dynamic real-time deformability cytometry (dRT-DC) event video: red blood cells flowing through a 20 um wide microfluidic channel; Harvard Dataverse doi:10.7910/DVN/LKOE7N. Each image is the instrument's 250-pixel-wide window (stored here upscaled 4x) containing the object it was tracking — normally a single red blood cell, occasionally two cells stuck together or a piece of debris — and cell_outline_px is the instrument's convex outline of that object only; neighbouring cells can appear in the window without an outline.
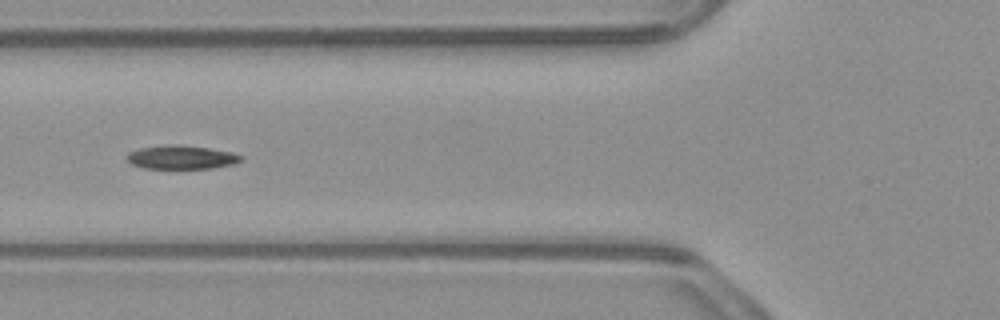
{"species": "common noctule bat (a hibernating species)", "species_latin": "Nyctalus noctula", "temperature_condition": "warm", "stored_images_in_passage": 55, "segment_of_instrument_passage": [2, 2], "camera_frame_rate_fps": 3000, "um_per_image_px": 0.085, "animal": {"sex": "male", "body_mass_g": 23.1, "forearm_length_mm": 52.7}, "frame": {"image": 1, "passage_image": 20, "time_ms": 6.333, "image_size_px": [1000, 320], "cell_outline_px": [[244, 160], [232, 164], [212, 168], [144, 168], [132, 164], [128, 160], [128, 152], [140, 148], [164, 144], [172, 144], [208, 148], [232, 152], [244, 156]], "centroid_in_image_um": [15.45, 13.36], "position_along_channel_um": 110.4, "area_um2": 15.66}}
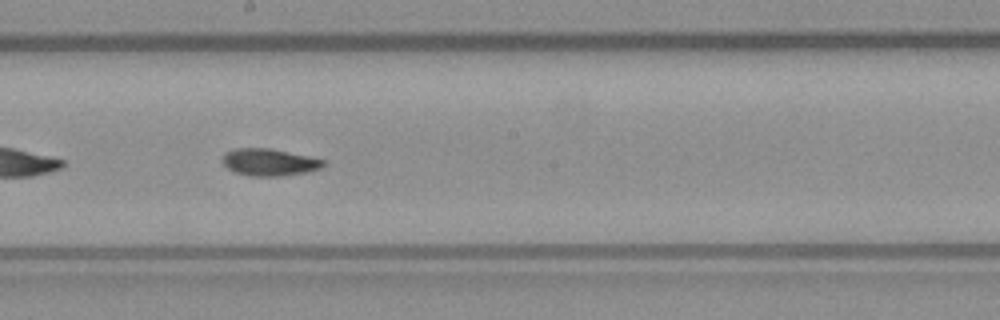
{"frame": {"image": 2, "passage_image": 29, "time_ms": 9.333, "image_size_px": [1000, 320], "cell_outline_px": [[324, 164], [320, 168], [304, 172], [280, 176], [248, 176], [236, 172], [228, 168], [224, 164], [224, 152], [232, 148], [268, 148], [308, 156], [324, 160]], "centroid_in_image_um": [22.85, 13.78], "position_along_channel_um": 225.4, "area_um2": 15.66}}
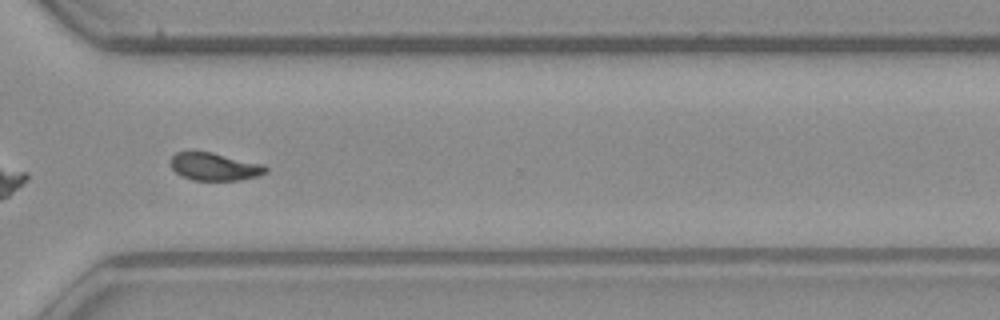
{"frame": {"image": 3, "passage_image": 39, "time_ms": 12.667, "image_size_px": [1000, 320], "cell_outline_px": [[268, 172], [260, 176], [240, 180], [192, 180], [180, 176], [172, 168], [172, 156], [176, 152], [212, 152], [264, 164], [268, 168]], "centroid_in_image_um": [18.29, 14.18], "position_along_channel_um": 352.3, "area_um2": 15.43}}